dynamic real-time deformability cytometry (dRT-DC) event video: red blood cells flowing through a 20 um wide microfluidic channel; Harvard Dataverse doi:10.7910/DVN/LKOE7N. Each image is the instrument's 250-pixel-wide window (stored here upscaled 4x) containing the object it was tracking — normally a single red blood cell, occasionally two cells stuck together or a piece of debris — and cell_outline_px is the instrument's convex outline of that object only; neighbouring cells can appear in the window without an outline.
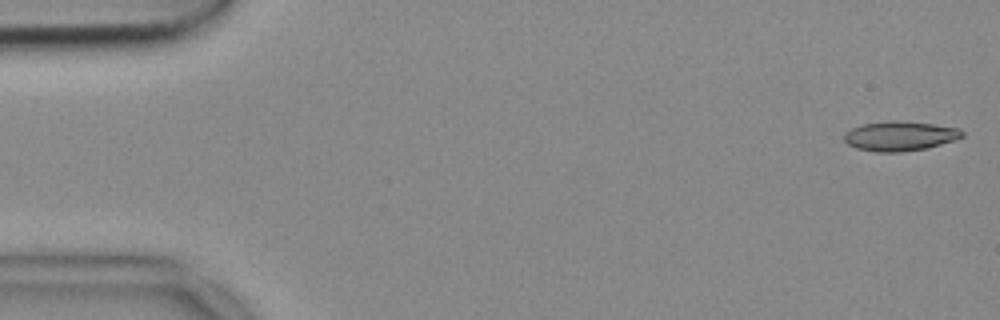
{"species": "common noctule bat (a hibernating species)", "species_latin": "Nyctalus noctula", "temperature_condition": "cold", "stored_images_in_passage": 52, "camera_frame_rate_fps": 3000, "um_per_image_px": 0.085, "animal": {"sex": "female", "body_mass_g": 18.4}, "frame": {"image": 1, "passage_image": 1, "time_ms": 0.0, "image_size_px": [1000, 320], "cell_outline_px": [[964, 136], [956, 140], [928, 148], [900, 152], [876, 152], [856, 148], [848, 144], [844, 140], [844, 132], [860, 124], [892, 120], [932, 124], [960, 128], [964, 132]], "centroid_in_image_um": [76.5, 11.56], "position_along_channel_um": 8.5, "area_um2": 20.52}}
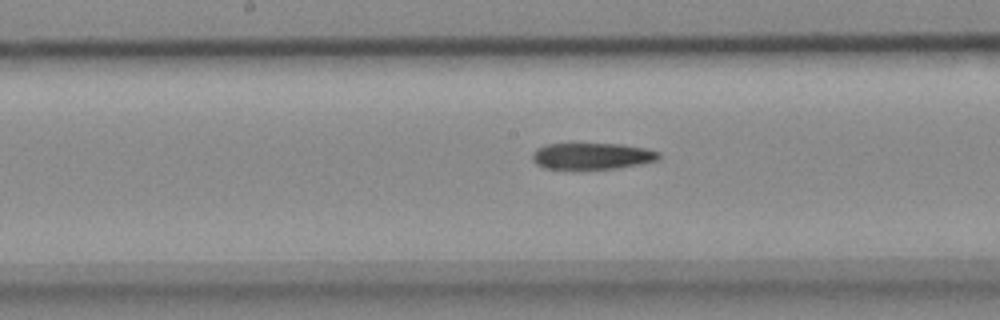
{"frame": {"image": 2, "passage_image": 26, "time_ms": 8.333, "image_size_px": [1000, 320], "cell_outline_px": [[660, 160], [640, 164], [616, 168], [576, 172], [544, 168], [536, 164], [532, 160], [532, 152], [536, 148], [544, 144], [620, 144], [644, 148], [660, 152]], "centroid_in_image_um": [50.26, 13.31], "position_along_channel_um": 197.9, "area_um2": 20.4}}
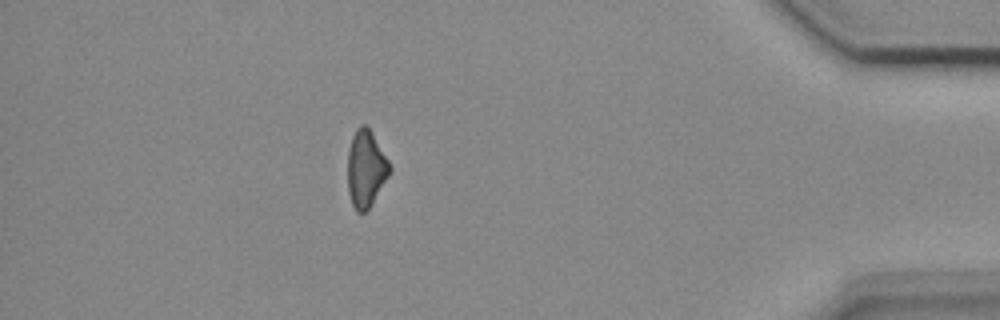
{"frame": {"image": 3, "passage_image": 46, "time_ms": 15.0, "image_size_px": [1000, 320], "cell_outline_px": [[392, 172], [372, 204], [364, 212], [356, 212], [352, 204], [348, 192], [348, 148], [352, 136], [356, 128], [360, 124], [364, 124], [372, 132], [388, 160], [392, 168]], "centroid_in_image_um": [31.11, 14.34], "position_along_channel_um": 404.1, "area_um2": 19.02}}